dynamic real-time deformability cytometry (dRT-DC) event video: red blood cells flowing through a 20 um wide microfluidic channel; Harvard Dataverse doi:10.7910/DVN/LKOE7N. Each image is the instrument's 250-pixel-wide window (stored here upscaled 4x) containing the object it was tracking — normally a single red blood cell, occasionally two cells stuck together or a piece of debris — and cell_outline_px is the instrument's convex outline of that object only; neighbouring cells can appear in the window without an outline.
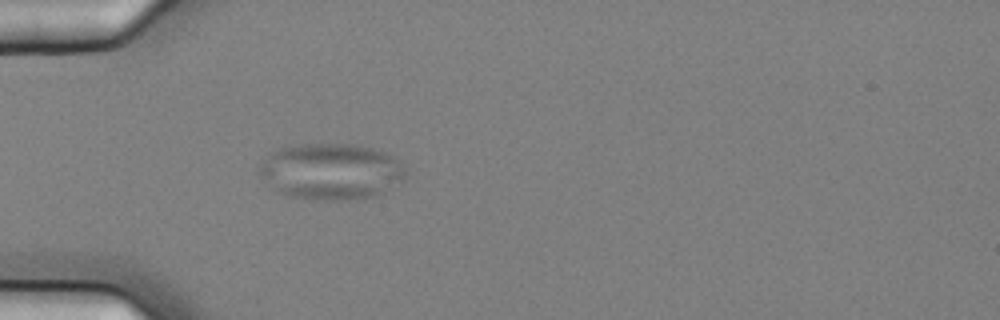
{"species": "common noctule bat (a hibernating species)", "species_latin": "Nyctalus noctula", "temperature_condition": "cold", "stored_images_in_passage": 3, "camera_frame_rate_fps": 3000, "um_per_image_px": 0.085, "animal": {"sex": "female", "body_mass_g": 25.1}, "frame": {"image": 1, "passage_image": 3, "time_ms": 0.667, "image_size_px": [1000, 320], "cell_outline_px": [[404, 176], [380, 192], [372, 196], [356, 200], [316, 200], [288, 196], [280, 192], [260, 176], [260, 168], [264, 160], [272, 152], [280, 148], [300, 144], [348, 144], [372, 148], [384, 152], [400, 160], [404, 168]], "centroid_in_image_um": [28.11, 14.57], "position_along_channel_um": 56.9, "area_um2": 47.11}}